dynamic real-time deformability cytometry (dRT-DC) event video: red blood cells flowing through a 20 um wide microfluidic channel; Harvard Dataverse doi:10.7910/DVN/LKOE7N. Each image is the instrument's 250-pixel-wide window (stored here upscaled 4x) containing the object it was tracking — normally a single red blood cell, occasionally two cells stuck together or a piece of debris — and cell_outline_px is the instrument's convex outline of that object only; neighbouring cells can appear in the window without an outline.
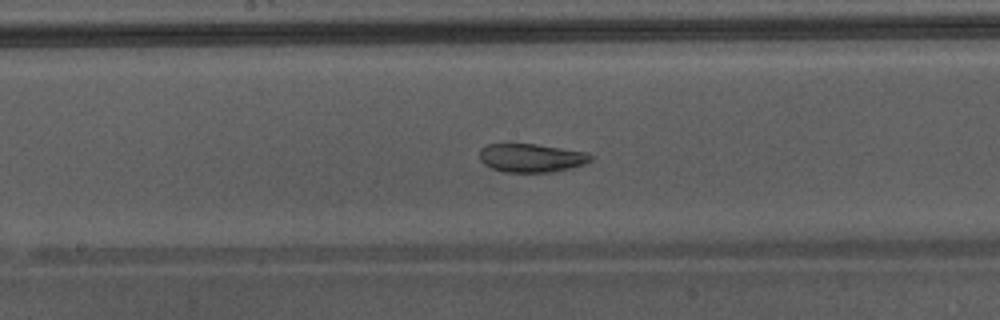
{"species": "Egyptian fruit bat (a non-hibernating species)", "species_latin": "Rousettus aegyptiacus", "temperature_condition": "warm", "stored_images_in_passage": 49, "camera_frame_rate_fps": 3000, "um_per_image_px": 0.085, "animal": {"sex": "male"}, "frame": {"image": 1, "passage_image": 28, "time_ms": 9.0, "image_size_px": [1000, 320], "cell_outline_px": [[592, 160], [584, 164], [552, 172], [504, 172], [492, 168], [484, 164], [480, 160], [480, 148], [488, 144], [536, 144], [588, 152], [592, 156]], "centroid_in_image_um": [45.16, 13.42], "position_along_channel_um": 203.0, "area_um2": 18.44}, "authors_computed_cell_mechanics": {"area_um2": 24.1604, "velocity_mm_per_s": 4.3542, "shape_relaxation_time_tau1_ms": null, "shape_relaxation_time_tau2_ms": 0.855, "deformation_change_tau1": null, "deformation_change_tau2": 0.0655}}